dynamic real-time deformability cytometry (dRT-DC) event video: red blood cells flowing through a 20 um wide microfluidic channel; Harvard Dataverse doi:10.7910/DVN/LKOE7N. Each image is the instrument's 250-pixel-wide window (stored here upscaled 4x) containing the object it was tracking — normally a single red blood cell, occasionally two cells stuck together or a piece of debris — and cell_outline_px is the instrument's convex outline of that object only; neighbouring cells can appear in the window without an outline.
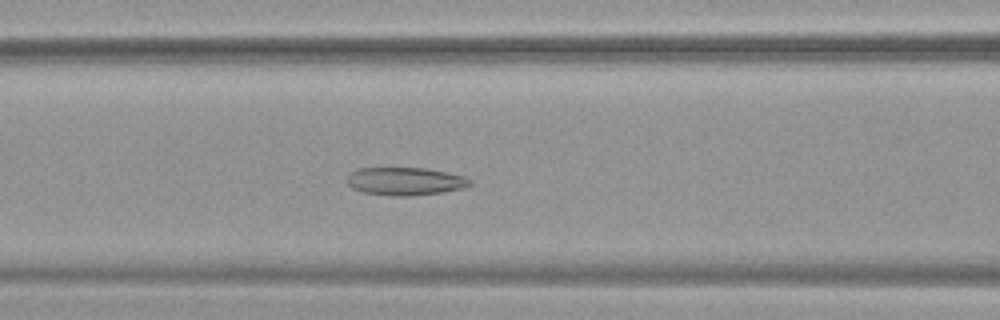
{"species": "common noctule bat (a hibernating species)", "species_latin": "Nyctalus noctula", "temperature_condition": "warm", "stored_images_in_passage": 46, "camera_frame_rate_fps": 3000, "um_per_image_px": 0.085, "animal": {"sex": "female", "body_mass_g": 19.9}, "frame": {"image": 1, "passage_image": 22, "time_ms": 7.0, "image_size_px": [1000, 320], "cell_outline_px": [[472, 184], [464, 188], [444, 192], [408, 196], [392, 196], [364, 192], [352, 188], [348, 184], [348, 172], [356, 168], [424, 168], [448, 172], [464, 176], [472, 180]], "centroid_in_image_um": [34.45, 15.4], "position_along_channel_um": 132.1, "area_um2": 20.17}}
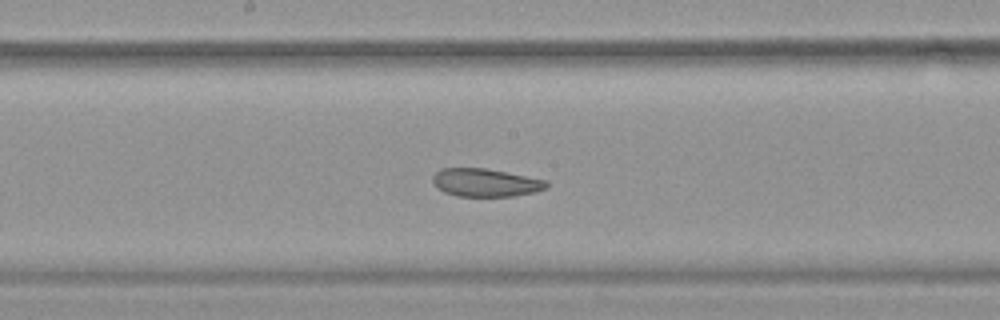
{"frame": {"image": 2, "passage_image": 28, "time_ms": 9.0, "image_size_px": [1000, 320], "cell_outline_px": [[548, 188], [536, 192], [516, 196], [456, 196], [444, 192], [436, 188], [432, 180], [432, 176], [440, 168], [484, 168], [548, 180]], "centroid_in_image_um": [41.27, 15.53], "position_along_channel_um": 206.9, "area_um2": 18.79}}
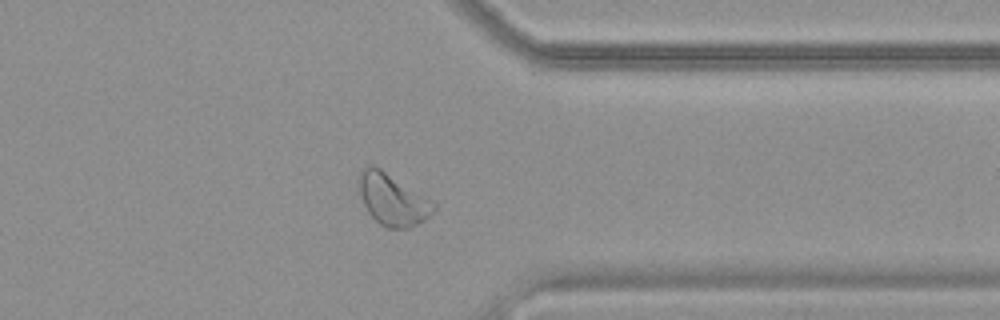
{"frame": {"image": 3, "passage_image": 42, "time_ms": 13.667, "image_size_px": [1000, 320], "cell_outline_px": [[436, 208], [424, 220], [408, 228], [388, 228], [380, 224], [368, 212], [364, 204], [360, 192], [360, 172], [364, 168], [372, 164], [380, 168], [432, 200], [436, 204]], "centroid_in_image_um": [33.38, 16.96], "position_along_channel_um": 378.0, "area_um2": 22.02}, "authors_computed_cell_mechanics": {"area_um2": 22.2819, "velocity_mm_per_s": 3.7538, "shape_relaxation_time_tau1_ms": null, "shape_relaxation_time_tau2_ms": 1.9403, "deformation_change_tau1": null, "deformation_change_tau2": 0.0819}}